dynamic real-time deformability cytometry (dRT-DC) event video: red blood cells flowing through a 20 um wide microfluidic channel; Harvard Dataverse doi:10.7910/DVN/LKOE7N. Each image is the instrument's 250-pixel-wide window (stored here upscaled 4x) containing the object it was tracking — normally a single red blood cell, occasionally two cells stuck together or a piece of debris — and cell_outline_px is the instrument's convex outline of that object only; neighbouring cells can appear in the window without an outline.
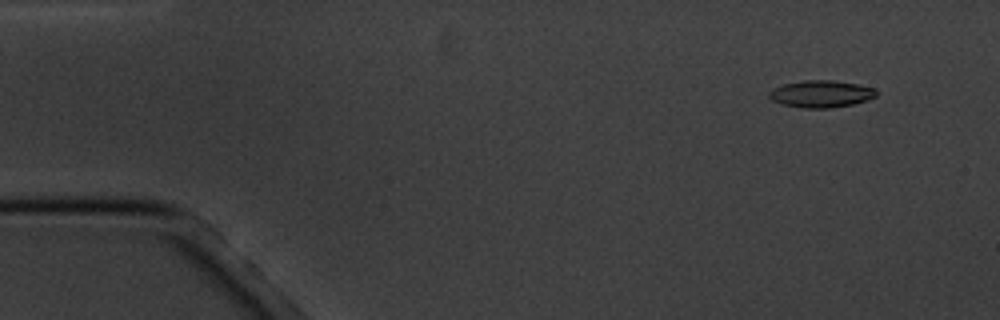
{"species": "common noctule bat (a hibernating species)", "species_latin": "Nyctalus noctula", "temperature_condition": "cold", "stored_images_in_passage": 17, "camera_frame_rate_fps": 3000, "um_per_image_px": 0.085, "animal": {"sex": "male", "body_mass_g": 20.1, "forearm_length_mm": 53.5}, "frame": {"image": 1, "passage_image": 2, "time_ms": 1.0, "image_size_px": [1000, 320], "cell_outline_px": [[876, 96], [868, 100], [852, 104], [828, 108], [804, 108], [784, 104], [772, 100], [768, 96], [768, 92], [772, 88], [784, 84], [804, 80], [832, 80], [856, 84], [872, 88], [876, 92]], "centroid_in_image_um": [69.75, 7.98], "position_along_channel_um": 15.2, "area_um2": 16.7}}
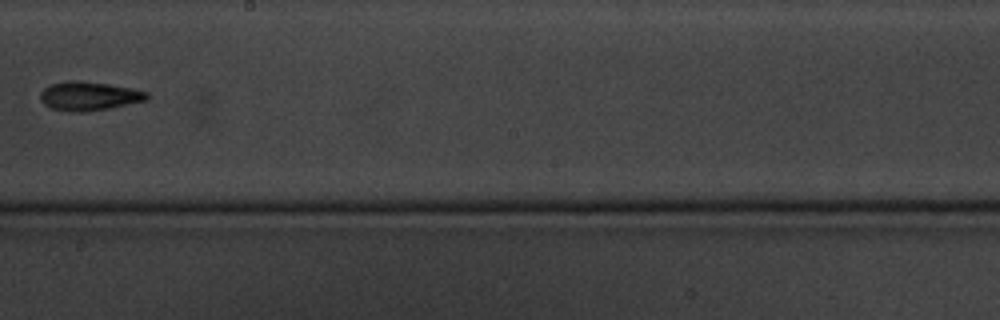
{"frame": {"image": 2, "passage_image": 10, "time_ms": 10.333, "image_size_px": [1000, 320], "cell_outline_px": [[148, 96], [144, 100], [128, 104], [108, 108], [84, 112], [68, 112], [52, 108], [44, 104], [40, 100], [40, 92], [44, 88], [52, 84], [72, 80], [76, 80], [108, 84], [132, 88], [148, 92]], "centroid_in_image_um": [7.53, 8.17], "position_along_channel_um": 240.7, "area_um2": 17.74}}
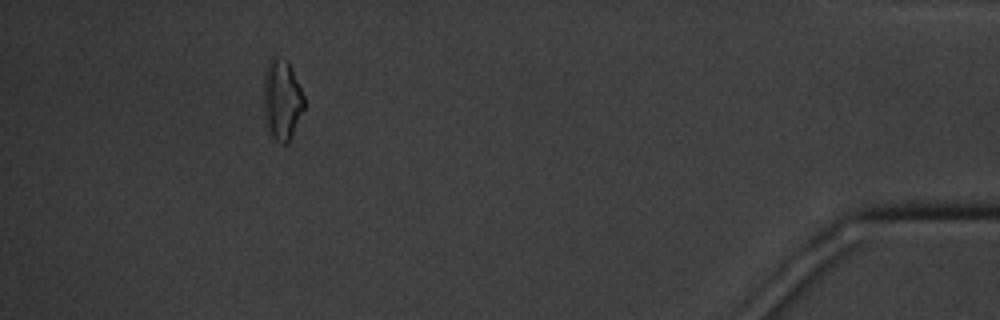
{"frame": {"image": 3, "passage_image": 16, "time_ms": 17.0, "image_size_px": [1000, 320], "cell_outline_px": [[304, 108], [288, 144], [284, 144], [276, 140], [272, 136], [268, 128], [264, 116], [264, 72], [268, 60], [272, 56], [288, 60], [304, 96]], "centroid_in_image_um": [23.96, 8.45], "position_along_channel_um": 411.2, "area_um2": 18.96}, "authors_computed_cell_mechanics": {"area_um2": 17.2822, "velocity_mm_per_s": 3.455, "shape_relaxation_time_tau1_ms": 4.5623, "shape_relaxation_time_tau2_ms": null, "deformation_change_tau1": 0.1385, "deformation_change_tau2": null}}